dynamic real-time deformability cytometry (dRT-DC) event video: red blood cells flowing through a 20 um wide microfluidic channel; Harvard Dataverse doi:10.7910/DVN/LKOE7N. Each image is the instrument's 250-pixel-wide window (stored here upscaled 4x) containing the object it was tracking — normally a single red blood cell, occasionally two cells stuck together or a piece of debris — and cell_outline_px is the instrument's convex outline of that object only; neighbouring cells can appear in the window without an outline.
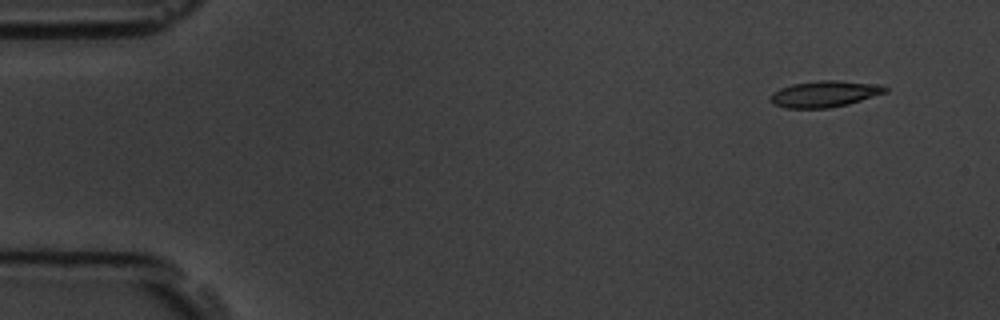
{"species": "common noctule bat (a hibernating species)", "species_latin": "Nyctalus noctula", "temperature_condition": "room temperature", "stored_images_in_passage": 4, "camera_frame_rate_fps": 3000, "um_per_image_px": 0.085, "animal": {"sex": "male", "body_mass_g": 19.5, "forearm_length_mm": 54.6}, "frame": {"image": 1, "passage_image": 1, "time_ms": 0.0, "image_size_px": [1000, 320], "cell_outline_px": [[888, 92], [848, 104], [828, 108], [784, 108], [772, 104], [772, 92], [780, 88], [792, 84], [820, 80], [836, 80], [884, 84], [888, 88]], "centroid_in_image_um": [70.14, 7.97], "position_along_channel_um": 14.9, "area_um2": 17.74}}
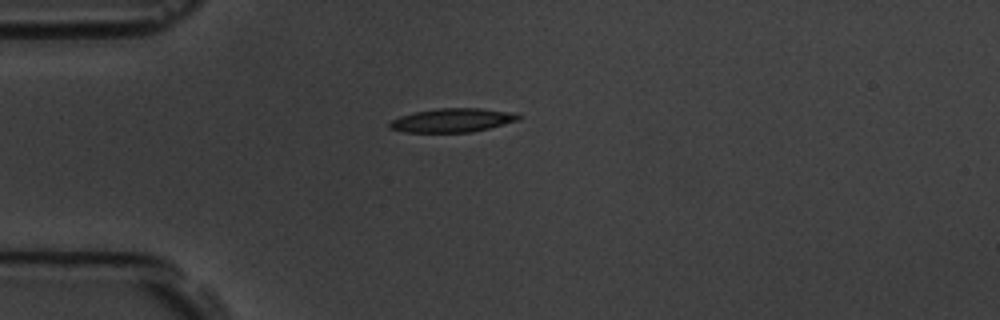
{"frame": {"image": 2, "passage_image": 4, "time_ms": 3.333, "image_size_px": [1000, 320], "cell_outline_px": [[524, 116], [516, 120], [504, 124], [472, 132], [404, 132], [388, 128], [388, 124], [392, 120], [400, 116], [416, 112], [440, 108], [480, 108], [508, 112]], "centroid_in_image_um": [38.41, 10.23], "position_along_channel_um": 46.6, "area_um2": 17.63}}